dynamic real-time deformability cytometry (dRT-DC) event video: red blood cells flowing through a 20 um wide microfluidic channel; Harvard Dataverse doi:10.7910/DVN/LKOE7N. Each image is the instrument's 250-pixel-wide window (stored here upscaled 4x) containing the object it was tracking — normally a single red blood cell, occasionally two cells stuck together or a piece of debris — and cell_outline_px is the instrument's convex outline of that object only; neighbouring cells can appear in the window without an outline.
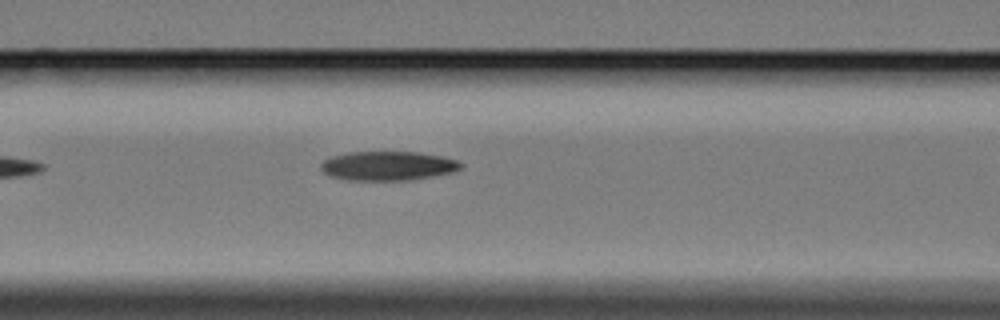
{"species": "Egyptian fruit bat (a non-hibernating species)", "species_latin": "Rousettus aegyptiacus", "temperature_condition": "cold", "stored_images_in_passage": 5, "segment_of_instrument_passage": [1, 2], "camera_frame_rate_fps": 3000, "um_per_image_px": 0.085, "animal": {"sex": "female"}, "frame": {"image": 1, "passage_image": 4, "time_ms": 4.667, "image_size_px": [1000, 320], "cell_outline_px": [[464, 164], [456, 172], [408, 180], [348, 180], [332, 176], [324, 172], [320, 168], [320, 164], [324, 160], [332, 156], [348, 152], [420, 152], [444, 156], [456, 160]], "centroid_in_image_um": [33.0, 14.09], "position_along_channel_um": 133.6, "area_um2": 23.87}}